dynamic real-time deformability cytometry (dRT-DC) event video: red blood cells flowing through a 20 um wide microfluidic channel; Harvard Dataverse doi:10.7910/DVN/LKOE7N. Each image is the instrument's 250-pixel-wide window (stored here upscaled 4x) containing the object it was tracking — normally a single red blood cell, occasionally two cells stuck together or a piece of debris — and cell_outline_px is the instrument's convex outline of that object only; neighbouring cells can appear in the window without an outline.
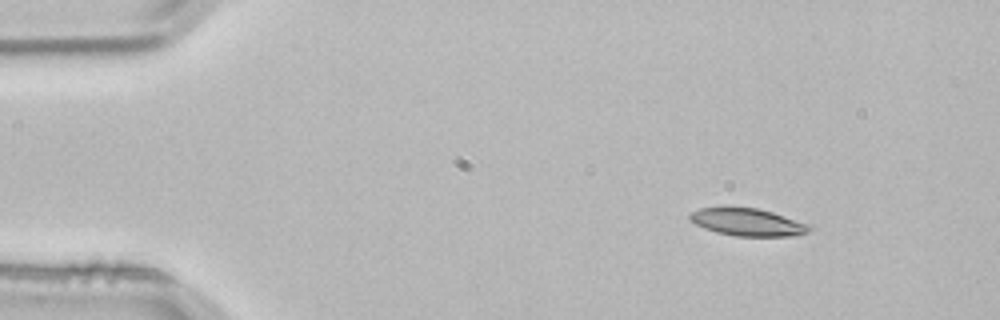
{"species": "common noctule bat (a hibernating species)", "species_latin": "Nyctalus noctula", "temperature_condition": "room temperature", "stored_images_in_passage": 3, "camera_frame_rate_fps": 3000, "um_per_image_px": 0.085, "animal": {"sex": "male", "body_mass_g": 21.5, "forearm_length_mm": 52.0}, "frame": {"image": 1, "passage_image": 1, "time_ms": 0.0, "image_size_px": [1000, 320], "cell_outline_px": [[816, 228], [808, 232], [796, 236], [736, 236], [716, 232], [704, 228], [696, 224], [688, 216], [692, 212], [700, 208], [756, 208], [772, 212], [812, 224]], "centroid_in_image_um": [63.66, 18.9], "position_along_channel_um": 21.3, "area_um2": 19.13}}
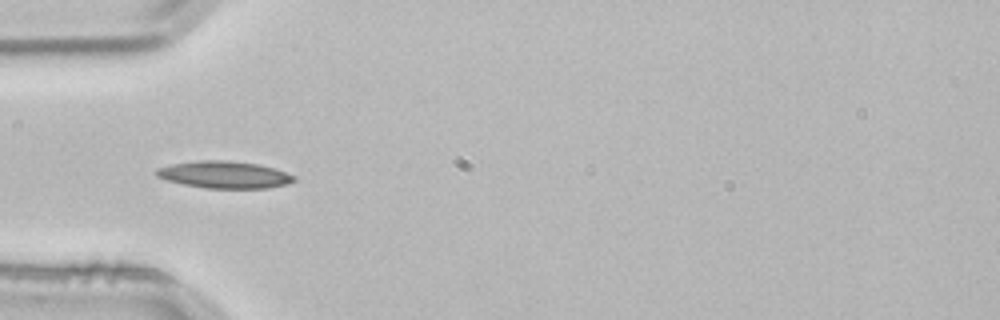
{"frame": {"image": 2, "passage_image": 3, "time_ms": 0.667, "image_size_px": [1000, 320], "cell_outline_px": [[296, 180], [288, 184], [268, 188], [208, 188], [184, 184], [168, 180], [156, 176], [152, 172], [156, 168], [172, 164], [196, 160], [228, 160], [260, 164], [276, 168], [296, 176]], "centroid_in_image_um": [19.09, 14.83], "position_along_channel_um": 65.9, "area_um2": 21.96}}